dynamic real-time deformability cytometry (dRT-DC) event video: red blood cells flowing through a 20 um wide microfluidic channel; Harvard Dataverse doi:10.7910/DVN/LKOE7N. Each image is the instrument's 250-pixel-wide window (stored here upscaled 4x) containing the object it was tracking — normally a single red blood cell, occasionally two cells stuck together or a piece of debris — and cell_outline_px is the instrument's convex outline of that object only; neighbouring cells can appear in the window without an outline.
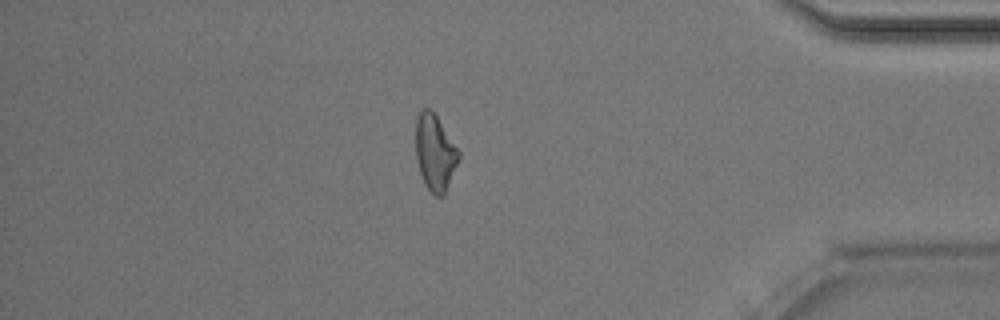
{"species": "Egyptian fruit bat (a non-hibernating species)", "species_latin": "Rousettus aegyptiacus", "temperature_condition": "room temperature", "stored_images_in_passage": 50, "camera_frame_rate_fps": 3000, "um_per_image_px": 0.085, "animal": {"sex": "male"}, "frame": {"image": 1, "passage_image": 43, "time_ms": 14.0, "image_size_px": [1000, 320], "cell_outline_px": [[460, 156], [444, 196], [436, 196], [424, 184], [416, 160], [416, 120], [420, 112], [424, 108], [428, 108], [436, 116], [460, 152]], "centroid_in_image_um": [36.97, 13.0], "position_along_channel_um": 398.2, "area_um2": 18.73}, "authors_computed_cell_mechanics": {"area_um2": 19.652, "velocity_mm_per_s": 4.0519, "shape_relaxation_time_tau1_ms": 10.6003, "shape_relaxation_time_tau2_ms": 3.4129, "deformation_change_tau1": 0.281, "deformation_change_tau2": 0.139}}